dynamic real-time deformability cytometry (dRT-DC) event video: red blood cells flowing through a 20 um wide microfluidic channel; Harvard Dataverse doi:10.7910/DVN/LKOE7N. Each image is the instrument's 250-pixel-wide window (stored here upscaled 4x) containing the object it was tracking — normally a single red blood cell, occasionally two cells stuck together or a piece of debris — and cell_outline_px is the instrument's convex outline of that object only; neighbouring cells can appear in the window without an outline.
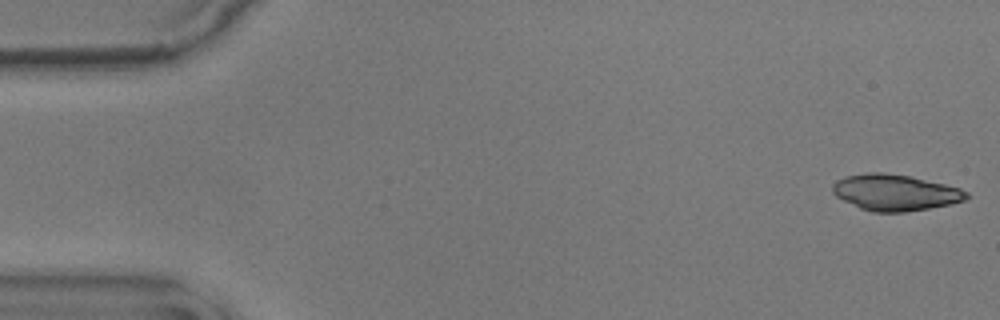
{"species": "common noctule bat (a hibernating species)", "species_latin": "Nyctalus noctula", "temperature_condition": "warm", "stored_images_in_passage": 18, "camera_frame_rate_fps": 3000, "um_per_image_px": 0.085, "animal": {"sex": "male", "body_mass_g": 17.9}, "frame": {"image": 1, "passage_image": 1, "time_ms": 0.0, "image_size_px": [1000, 320], "cell_outline_px": [[968, 196], [964, 200], [952, 204], [904, 212], [872, 212], [860, 208], [836, 196], [832, 192], [832, 184], [836, 180], [844, 176], [868, 172], [884, 172], [912, 176], [960, 188], [968, 192]], "centroid_in_image_um": [76.06, 16.35], "position_along_channel_um": 8.9, "area_um2": 28.32}}